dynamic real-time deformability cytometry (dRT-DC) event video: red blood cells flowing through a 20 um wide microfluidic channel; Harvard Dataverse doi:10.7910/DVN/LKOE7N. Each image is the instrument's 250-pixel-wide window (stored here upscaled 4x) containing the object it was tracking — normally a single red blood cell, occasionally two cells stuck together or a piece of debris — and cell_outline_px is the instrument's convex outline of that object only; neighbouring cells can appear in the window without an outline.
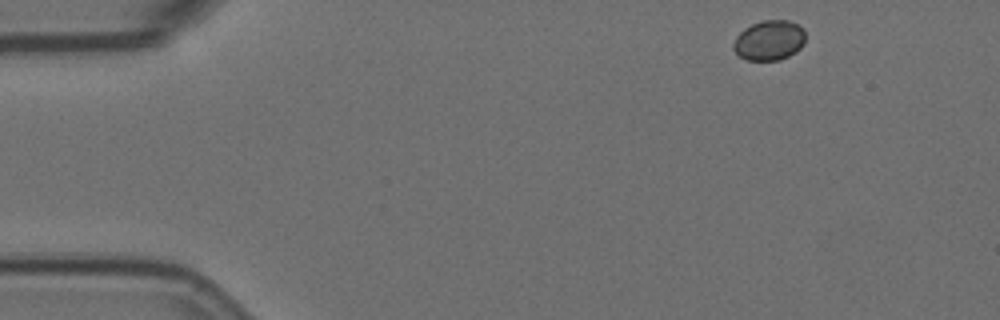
{"species": "Egyptian fruit bat (a non-hibernating species)", "species_latin": "Rousettus aegyptiacus", "temperature_condition": "room temperature", "stored_images_in_passage": 6, "camera_frame_rate_fps": 3000, "um_per_image_px": 0.085, "animal": {"sex": "female"}, "frame": {"image": 1, "passage_image": 1, "time_ms": 0.0, "image_size_px": [1000, 320], "cell_outline_px": [[804, 44], [796, 52], [780, 60], [744, 60], [732, 48], [732, 44], [736, 36], [744, 28], [752, 24], [764, 20], [788, 20], [804, 28]], "centroid_in_image_um": [65.37, 3.43], "position_along_channel_um": 19.6, "area_um2": 16.88}}
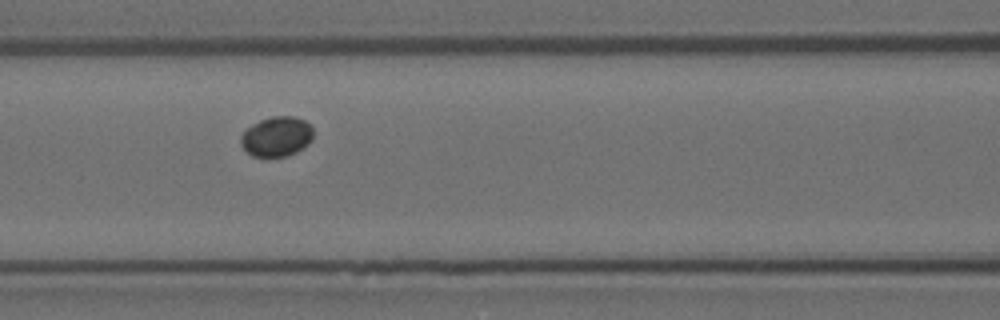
{"frame": {"image": 2, "passage_image": 5, "time_ms": 1.333, "image_size_px": [1000, 320], "cell_outline_px": [[312, 140], [308, 144], [296, 152], [284, 156], [252, 156], [240, 144], [240, 136], [252, 124], [260, 120], [272, 116], [296, 116], [312, 124]], "centroid_in_image_um": [23.53, 11.58], "position_along_channel_um": 143.1, "area_um2": 16.82}}
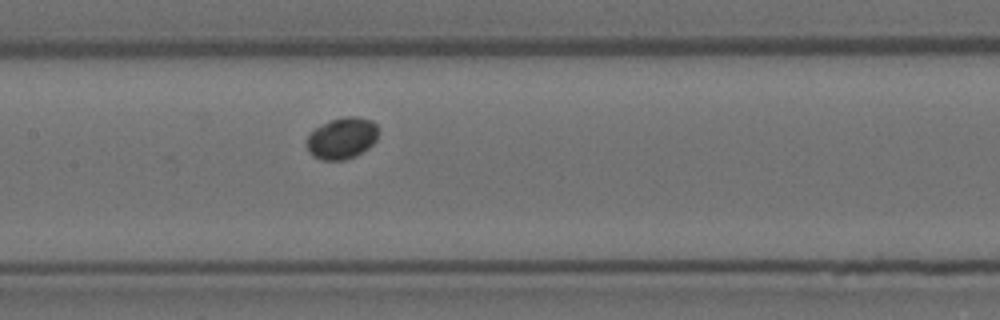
{"frame": {"image": 3, "passage_image": 6, "time_ms": 1.667, "image_size_px": [1000, 320], "cell_outline_px": [[376, 140], [368, 148], [356, 156], [344, 160], [320, 160], [312, 156], [308, 152], [308, 136], [320, 124], [344, 116], [356, 116], [372, 120], [376, 124]], "centroid_in_image_um": [29.06, 11.75], "position_along_channel_um": 178.3, "area_um2": 17.22}}